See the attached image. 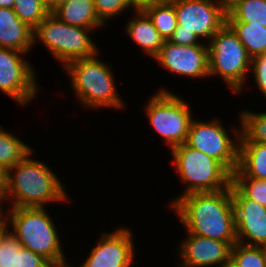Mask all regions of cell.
I'll use <instances>...</instances> for the list:
<instances>
[{"instance_id": "cell-1", "label": "cell", "mask_w": 266, "mask_h": 267, "mask_svg": "<svg viewBox=\"0 0 266 267\" xmlns=\"http://www.w3.org/2000/svg\"><path fill=\"white\" fill-rule=\"evenodd\" d=\"M171 208L187 233L225 242H237L231 184L216 192L189 193Z\"/></svg>"}, {"instance_id": "cell-2", "label": "cell", "mask_w": 266, "mask_h": 267, "mask_svg": "<svg viewBox=\"0 0 266 267\" xmlns=\"http://www.w3.org/2000/svg\"><path fill=\"white\" fill-rule=\"evenodd\" d=\"M32 153L7 170L6 188L0 197L1 210L6 201H11L9 207L15 208L44 207L52 202L64 204L70 200L56 173L44 162L33 159Z\"/></svg>"}, {"instance_id": "cell-3", "label": "cell", "mask_w": 266, "mask_h": 267, "mask_svg": "<svg viewBox=\"0 0 266 267\" xmlns=\"http://www.w3.org/2000/svg\"><path fill=\"white\" fill-rule=\"evenodd\" d=\"M45 208L15 207L9 208L8 212L2 210V223L23 247L49 262L67 261L59 232Z\"/></svg>"}, {"instance_id": "cell-4", "label": "cell", "mask_w": 266, "mask_h": 267, "mask_svg": "<svg viewBox=\"0 0 266 267\" xmlns=\"http://www.w3.org/2000/svg\"><path fill=\"white\" fill-rule=\"evenodd\" d=\"M98 55L72 60L63 67L70 76L68 81L71 82L75 97L87 109H123L124 99L118 94L112 68L109 63L97 58Z\"/></svg>"}, {"instance_id": "cell-5", "label": "cell", "mask_w": 266, "mask_h": 267, "mask_svg": "<svg viewBox=\"0 0 266 267\" xmlns=\"http://www.w3.org/2000/svg\"><path fill=\"white\" fill-rule=\"evenodd\" d=\"M180 181L186 187L181 195L171 199L172 206L180 197L197 192H216L226 189L232 182V174L217 160L186 143L171 149Z\"/></svg>"}, {"instance_id": "cell-6", "label": "cell", "mask_w": 266, "mask_h": 267, "mask_svg": "<svg viewBox=\"0 0 266 267\" xmlns=\"http://www.w3.org/2000/svg\"><path fill=\"white\" fill-rule=\"evenodd\" d=\"M94 28L72 26L49 13L33 30V44L40 41L64 67L68 62L99 53L91 39ZM90 36V37H89Z\"/></svg>"}, {"instance_id": "cell-7", "label": "cell", "mask_w": 266, "mask_h": 267, "mask_svg": "<svg viewBox=\"0 0 266 267\" xmlns=\"http://www.w3.org/2000/svg\"><path fill=\"white\" fill-rule=\"evenodd\" d=\"M207 43L209 78L218 74L233 93H241L252 60L245 46L227 24Z\"/></svg>"}, {"instance_id": "cell-8", "label": "cell", "mask_w": 266, "mask_h": 267, "mask_svg": "<svg viewBox=\"0 0 266 267\" xmlns=\"http://www.w3.org/2000/svg\"><path fill=\"white\" fill-rule=\"evenodd\" d=\"M150 97L145 113L151 127L164 138L169 149L185 143L193 119L189 104L165 88Z\"/></svg>"}, {"instance_id": "cell-9", "label": "cell", "mask_w": 266, "mask_h": 267, "mask_svg": "<svg viewBox=\"0 0 266 267\" xmlns=\"http://www.w3.org/2000/svg\"><path fill=\"white\" fill-rule=\"evenodd\" d=\"M232 131L231 139L218 119L204 122L193 118L185 143L219 161L232 174L238 167L240 129L233 126Z\"/></svg>"}, {"instance_id": "cell-10", "label": "cell", "mask_w": 266, "mask_h": 267, "mask_svg": "<svg viewBox=\"0 0 266 267\" xmlns=\"http://www.w3.org/2000/svg\"><path fill=\"white\" fill-rule=\"evenodd\" d=\"M22 54L26 55L0 47V90L18 104L26 106L37 98L39 89L31 63Z\"/></svg>"}, {"instance_id": "cell-11", "label": "cell", "mask_w": 266, "mask_h": 267, "mask_svg": "<svg viewBox=\"0 0 266 267\" xmlns=\"http://www.w3.org/2000/svg\"><path fill=\"white\" fill-rule=\"evenodd\" d=\"M175 8L179 31L209 39L226 24L227 14L214 0H169Z\"/></svg>"}, {"instance_id": "cell-12", "label": "cell", "mask_w": 266, "mask_h": 267, "mask_svg": "<svg viewBox=\"0 0 266 267\" xmlns=\"http://www.w3.org/2000/svg\"><path fill=\"white\" fill-rule=\"evenodd\" d=\"M100 236L80 267H132L136 251L130 229L119 227Z\"/></svg>"}, {"instance_id": "cell-13", "label": "cell", "mask_w": 266, "mask_h": 267, "mask_svg": "<svg viewBox=\"0 0 266 267\" xmlns=\"http://www.w3.org/2000/svg\"><path fill=\"white\" fill-rule=\"evenodd\" d=\"M237 242L266 247V207L247 198L232 182Z\"/></svg>"}, {"instance_id": "cell-14", "label": "cell", "mask_w": 266, "mask_h": 267, "mask_svg": "<svg viewBox=\"0 0 266 267\" xmlns=\"http://www.w3.org/2000/svg\"><path fill=\"white\" fill-rule=\"evenodd\" d=\"M154 60L166 70L178 76L189 78H209L208 46L177 45L164 41Z\"/></svg>"}, {"instance_id": "cell-15", "label": "cell", "mask_w": 266, "mask_h": 267, "mask_svg": "<svg viewBox=\"0 0 266 267\" xmlns=\"http://www.w3.org/2000/svg\"><path fill=\"white\" fill-rule=\"evenodd\" d=\"M182 241L178 250V267H222L231 257L232 246L236 243L191 233H187L186 239L182 238Z\"/></svg>"}, {"instance_id": "cell-16", "label": "cell", "mask_w": 266, "mask_h": 267, "mask_svg": "<svg viewBox=\"0 0 266 267\" xmlns=\"http://www.w3.org/2000/svg\"><path fill=\"white\" fill-rule=\"evenodd\" d=\"M33 45V29L13 9L0 8V47L28 53Z\"/></svg>"}, {"instance_id": "cell-17", "label": "cell", "mask_w": 266, "mask_h": 267, "mask_svg": "<svg viewBox=\"0 0 266 267\" xmlns=\"http://www.w3.org/2000/svg\"><path fill=\"white\" fill-rule=\"evenodd\" d=\"M134 15L129 18L124 29L146 55L154 58L163 46L164 39L144 11H134Z\"/></svg>"}, {"instance_id": "cell-18", "label": "cell", "mask_w": 266, "mask_h": 267, "mask_svg": "<svg viewBox=\"0 0 266 267\" xmlns=\"http://www.w3.org/2000/svg\"><path fill=\"white\" fill-rule=\"evenodd\" d=\"M232 178L266 180V143L239 142L238 167Z\"/></svg>"}, {"instance_id": "cell-19", "label": "cell", "mask_w": 266, "mask_h": 267, "mask_svg": "<svg viewBox=\"0 0 266 267\" xmlns=\"http://www.w3.org/2000/svg\"><path fill=\"white\" fill-rule=\"evenodd\" d=\"M61 21L82 28H100L105 23L99 18L93 0H70L54 12Z\"/></svg>"}, {"instance_id": "cell-20", "label": "cell", "mask_w": 266, "mask_h": 267, "mask_svg": "<svg viewBox=\"0 0 266 267\" xmlns=\"http://www.w3.org/2000/svg\"><path fill=\"white\" fill-rule=\"evenodd\" d=\"M251 58L266 52V27L252 22L226 21Z\"/></svg>"}, {"instance_id": "cell-21", "label": "cell", "mask_w": 266, "mask_h": 267, "mask_svg": "<svg viewBox=\"0 0 266 267\" xmlns=\"http://www.w3.org/2000/svg\"><path fill=\"white\" fill-rule=\"evenodd\" d=\"M33 149L0 126V164L8 170L22 161Z\"/></svg>"}, {"instance_id": "cell-22", "label": "cell", "mask_w": 266, "mask_h": 267, "mask_svg": "<svg viewBox=\"0 0 266 267\" xmlns=\"http://www.w3.org/2000/svg\"><path fill=\"white\" fill-rule=\"evenodd\" d=\"M143 11L152 20L164 41L170 40L178 25L174 5L169 0H166L148 6Z\"/></svg>"}, {"instance_id": "cell-23", "label": "cell", "mask_w": 266, "mask_h": 267, "mask_svg": "<svg viewBox=\"0 0 266 267\" xmlns=\"http://www.w3.org/2000/svg\"><path fill=\"white\" fill-rule=\"evenodd\" d=\"M239 142L266 143V112L242 111Z\"/></svg>"}, {"instance_id": "cell-24", "label": "cell", "mask_w": 266, "mask_h": 267, "mask_svg": "<svg viewBox=\"0 0 266 267\" xmlns=\"http://www.w3.org/2000/svg\"><path fill=\"white\" fill-rule=\"evenodd\" d=\"M226 21L252 22L266 27V0H242L227 14Z\"/></svg>"}, {"instance_id": "cell-25", "label": "cell", "mask_w": 266, "mask_h": 267, "mask_svg": "<svg viewBox=\"0 0 266 267\" xmlns=\"http://www.w3.org/2000/svg\"><path fill=\"white\" fill-rule=\"evenodd\" d=\"M231 258L241 267H266V247L236 242L231 249Z\"/></svg>"}, {"instance_id": "cell-26", "label": "cell", "mask_w": 266, "mask_h": 267, "mask_svg": "<svg viewBox=\"0 0 266 267\" xmlns=\"http://www.w3.org/2000/svg\"><path fill=\"white\" fill-rule=\"evenodd\" d=\"M13 10L33 30L50 13L38 0H15Z\"/></svg>"}, {"instance_id": "cell-27", "label": "cell", "mask_w": 266, "mask_h": 267, "mask_svg": "<svg viewBox=\"0 0 266 267\" xmlns=\"http://www.w3.org/2000/svg\"><path fill=\"white\" fill-rule=\"evenodd\" d=\"M22 245L17 238L8 230V228L0 224V267H16L17 252Z\"/></svg>"}, {"instance_id": "cell-28", "label": "cell", "mask_w": 266, "mask_h": 267, "mask_svg": "<svg viewBox=\"0 0 266 267\" xmlns=\"http://www.w3.org/2000/svg\"><path fill=\"white\" fill-rule=\"evenodd\" d=\"M232 183L247 197L266 207V180L232 178Z\"/></svg>"}, {"instance_id": "cell-29", "label": "cell", "mask_w": 266, "mask_h": 267, "mask_svg": "<svg viewBox=\"0 0 266 267\" xmlns=\"http://www.w3.org/2000/svg\"><path fill=\"white\" fill-rule=\"evenodd\" d=\"M95 5V10L99 18L107 24L108 19H113L117 15L122 14L121 12H126V9H132L135 11L129 2V0H93Z\"/></svg>"}, {"instance_id": "cell-30", "label": "cell", "mask_w": 266, "mask_h": 267, "mask_svg": "<svg viewBox=\"0 0 266 267\" xmlns=\"http://www.w3.org/2000/svg\"><path fill=\"white\" fill-rule=\"evenodd\" d=\"M250 71L254 76L257 88L266 98V52L252 58Z\"/></svg>"}, {"instance_id": "cell-31", "label": "cell", "mask_w": 266, "mask_h": 267, "mask_svg": "<svg viewBox=\"0 0 266 267\" xmlns=\"http://www.w3.org/2000/svg\"><path fill=\"white\" fill-rule=\"evenodd\" d=\"M49 263L43 256L23 246L17 252L16 267H45Z\"/></svg>"}, {"instance_id": "cell-32", "label": "cell", "mask_w": 266, "mask_h": 267, "mask_svg": "<svg viewBox=\"0 0 266 267\" xmlns=\"http://www.w3.org/2000/svg\"><path fill=\"white\" fill-rule=\"evenodd\" d=\"M177 45H207L194 32L179 31V25L174 30L173 36L169 40ZM201 41V42H200ZM203 41V43H202Z\"/></svg>"}, {"instance_id": "cell-33", "label": "cell", "mask_w": 266, "mask_h": 267, "mask_svg": "<svg viewBox=\"0 0 266 267\" xmlns=\"http://www.w3.org/2000/svg\"><path fill=\"white\" fill-rule=\"evenodd\" d=\"M166 0H129L135 11H143L146 7L164 2Z\"/></svg>"}, {"instance_id": "cell-34", "label": "cell", "mask_w": 266, "mask_h": 267, "mask_svg": "<svg viewBox=\"0 0 266 267\" xmlns=\"http://www.w3.org/2000/svg\"><path fill=\"white\" fill-rule=\"evenodd\" d=\"M220 8L228 14L231 12L242 0H214Z\"/></svg>"}, {"instance_id": "cell-35", "label": "cell", "mask_w": 266, "mask_h": 267, "mask_svg": "<svg viewBox=\"0 0 266 267\" xmlns=\"http://www.w3.org/2000/svg\"><path fill=\"white\" fill-rule=\"evenodd\" d=\"M7 184V170L0 164V197L5 191Z\"/></svg>"}, {"instance_id": "cell-36", "label": "cell", "mask_w": 266, "mask_h": 267, "mask_svg": "<svg viewBox=\"0 0 266 267\" xmlns=\"http://www.w3.org/2000/svg\"><path fill=\"white\" fill-rule=\"evenodd\" d=\"M70 0H51V13H53L59 6L67 3Z\"/></svg>"}, {"instance_id": "cell-37", "label": "cell", "mask_w": 266, "mask_h": 267, "mask_svg": "<svg viewBox=\"0 0 266 267\" xmlns=\"http://www.w3.org/2000/svg\"><path fill=\"white\" fill-rule=\"evenodd\" d=\"M45 267H73V265L67 263L66 261L50 262Z\"/></svg>"}, {"instance_id": "cell-38", "label": "cell", "mask_w": 266, "mask_h": 267, "mask_svg": "<svg viewBox=\"0 0 266 267\" xmlns=\"http://www.w3.org/2000/svg\"><path fill=\"white\" fill-rule=\"evenodd\" d=\"M15 0H0V8L13 9Z\"/></svg>"}, {"instance_id": "cell-39", "label": "cell", "mask_w": 266, "mask_h": 267, "mask_svg": "<svg viewBox=\"0 0 266 267\" xmlns=\"http://www.w3.org/2000/svg\"><path fill=\"white\" fill-rule=\"evenodd\" d=\"M222 267H241V266L230 257Z\"/></svg>"}, {"instance_id": "cell-40", "label": "cell", "mask_w": 266, "mask_h": 267, "mask_svg": "<svg viewBox=\"0 0 266 267\" xmlns=\"http://www.w3.org/2000/svg\"><path fill=\"white\" fill-rule=\"evenodd\" d=\"M51 13V0H38Z\"/></svg>"}, {"instance_id": "cell-41", "label": "cell", "mask_w": 266, "mask_h": 267, "mask_svg": "<svg viewBox=\"0 0 266 267\" xmlns=\"http://www.w3.org/2000/svg\"><path fill=\"white\" fill-rule=\"evenodd\" d=\"M0 221H2V210L0 209Z\"/></svg>"}]
</instances>
